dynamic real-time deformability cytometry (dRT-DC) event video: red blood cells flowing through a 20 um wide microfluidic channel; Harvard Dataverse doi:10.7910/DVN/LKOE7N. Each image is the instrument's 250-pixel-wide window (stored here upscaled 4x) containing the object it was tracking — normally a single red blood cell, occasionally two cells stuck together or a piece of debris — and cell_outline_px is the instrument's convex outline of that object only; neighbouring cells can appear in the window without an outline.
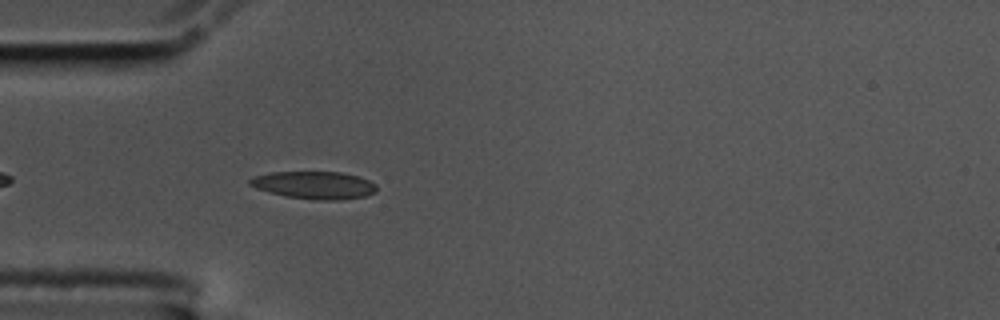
{"species": "common noctule bat (a hibernating species)", "species_latin": "Nyctalus noctula", "temperature_condition": "cold", "stored_images_in_passage": 46, "camera_frame_rate_fps": 3000, "um_per_image_px": 0.085, "animal": {"sex": "male", "body_mass_g": 17.5, "forearm_length_mm": 52.3}, "frame": {"image": 1, "passage_image": 5, "time_ms": 1.333, "image_size_px": [1000, 320], "cell_outline_px": [[376, 192], [364, 196], [340, 200], [312, 200], [284, 196], [268, 192], [256, 188], [248, 184], [248, 180], [252, 176], [268, 172], [340, 172], [356, 176], [368, 180], [376, 184]], "centroid_in_image_um": [26.66, 15.74], "position_along_channel_um": 58.3, "area_um2": 20.52}}
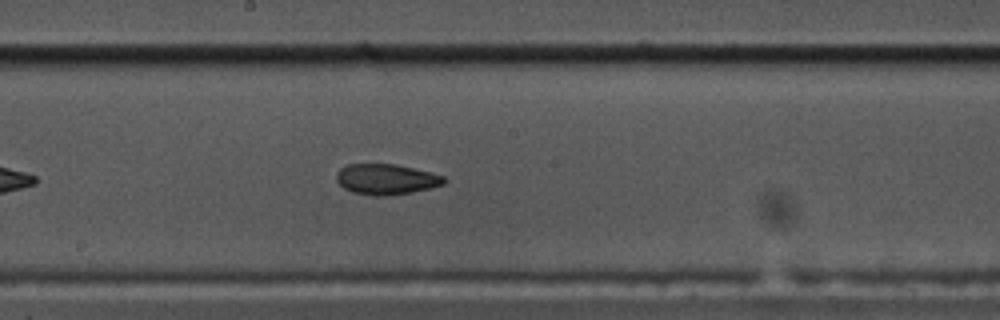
{"frame": {"image": 2, "passage_image": 19, "time_ms": 6.0, "image_size_px": [1000, 320], "cell_outline_px": [[448, 180], [444, 184], [412, 192], [384, 196], [372, 196], [352, 192], [344, 188], [336, 180], [336, 172], [340, 168], [348, 164], [396, 164], [432, 172], [444, 176]], "centroid_in_image_um": [32.82, 15.23], "position_along_channel_um": 215.4, "area_um2": 19.31}}
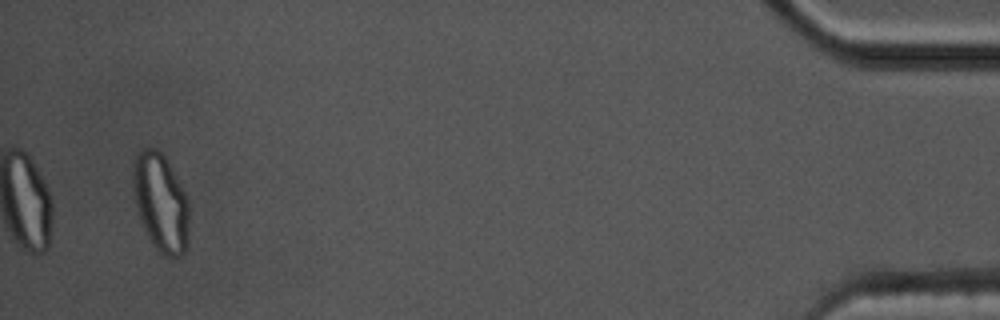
{"frame": {"image": 3, "passage_image": 44, "time_ms": 14.333, "image_size_px": [1000, 320], "cell_outline_px": [[188, 244], [184, 252], [180, 256], [164, 256], [156, 248], [148, 236], [140, 220], [132, 188], [132, 164], [140, 148], [156, 148], [164, 156], [180, 184], [188, 200]], "centroid_in_image_um": [13.64, 17.2], "position_along_channel_um": 421.6, "area_um2": 31.96}, "authors_computed_cell_mechanics": {"area_um2": 19.7676, "velocity_mm_per_s": 3.4395, "shape_relaxation_time_tau1_ms": null, "shape_relaxation_time_tau2_ms": 2.5849, "deformation_change_tau1": null, "deformation_change_tau2": 0.0764}}